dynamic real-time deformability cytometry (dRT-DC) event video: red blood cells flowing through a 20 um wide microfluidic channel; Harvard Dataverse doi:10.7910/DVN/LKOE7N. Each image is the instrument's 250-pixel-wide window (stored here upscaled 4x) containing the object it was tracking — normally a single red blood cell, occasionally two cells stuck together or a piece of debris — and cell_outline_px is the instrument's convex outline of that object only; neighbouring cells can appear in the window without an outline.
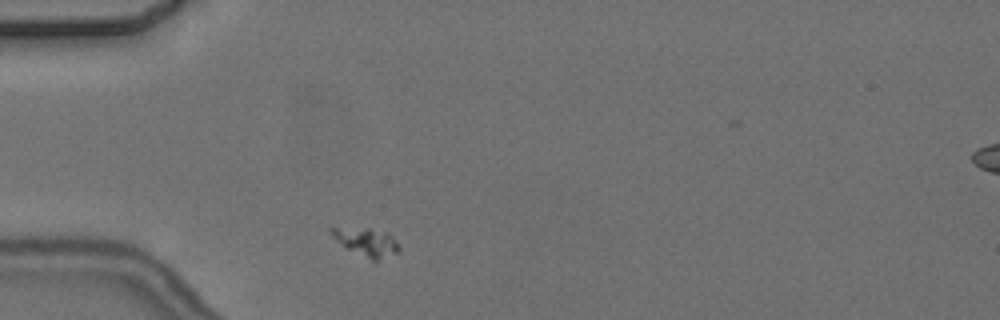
{"species": "common noctule bat (a hibernating species)", "species_latin": "Nyctalus noctula", "temperature_condition": "cold", "stored_images_in_passage": 1, "camera_frame_rate_fps": 3000, "um_per_image_px": 0.085, "animal": {"sex": "female", "body_mass_g": 24.6, "forearm_length_mm": 56.2}, "frame": {"image": 1, "passage_image": 1, "time_ms": 0.0, "image_size_px": [1000, 320], "cell_outline_px": [[400, 248], [396, 252], [376, 264], [348, 248], [336, 240], [328, 232], [328, 228], [368, 228], [388, 232], [396, 240]], "centroid_in_image_um": [31.18, 20.6], "position_along_channel_um": 53.8, "area_um2": 11.27}}